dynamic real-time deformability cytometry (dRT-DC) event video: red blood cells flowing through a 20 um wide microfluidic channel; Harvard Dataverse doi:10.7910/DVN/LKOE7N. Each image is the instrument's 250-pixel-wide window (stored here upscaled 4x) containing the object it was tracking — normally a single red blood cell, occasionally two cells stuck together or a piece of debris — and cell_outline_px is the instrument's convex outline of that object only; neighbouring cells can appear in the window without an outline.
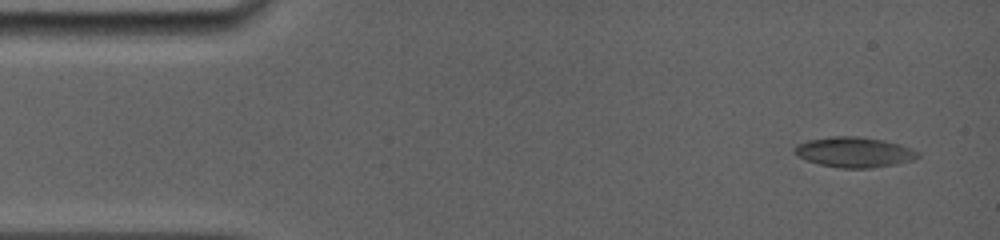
{"species": "common noctule bat (a hibernating species)", "species_latin": "Nyctalus noctula", "temperature_condition": "room temperature", "stored_images_in_passage": 9, "camera_frame_rate_fps": 5000, "um_per_image_px": 0.085, "animal": {"sex": "female", "body_mass_g": 19.0, "forearm_length_mm": 56.7}, "frame": {"image": 1, "passage_image": 1, "time_ms": 0.0, "image_size_px": [1000, 240], "cell_outline_px": [[920, 156], [896, 164], [868, 168], [840, 168], [820, 164], [804, 160], [796, 156], [792, 148], [796, 144], [808, 140], [832, 136], [856, 136], [884, 140], [900, 144], [912, 148], [920, 152]], "centroid_in_image_um": [72.56, 12.93], "position_along_channel_um": 12.4, "area_um2": 21.85}}
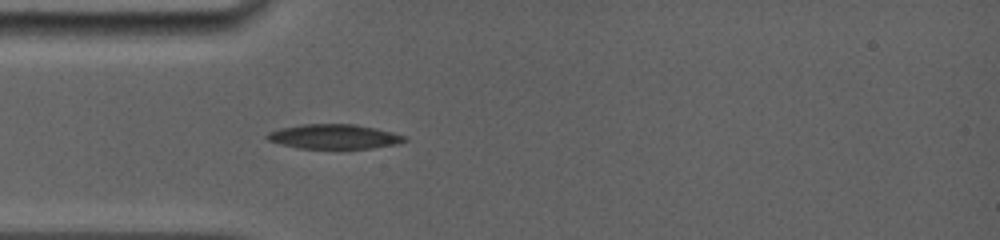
{"frame": {"image": 2, "passage_image": 6, "time_ms": 3.6, "image_size_px": [1000, 240], "cell_outline_px": [[408, 140], [396, 144], [372, 148], [300, 148], [280, 144], [268, 140], [264, 136], [268, 132], [280, 128], [304, 124], [356, 124], [376, 128], [408, 136]], "centroid_in_image_um": [28.41, 11.6], "position_along_channel_um": 56.6, "area_um2": 19.71}}
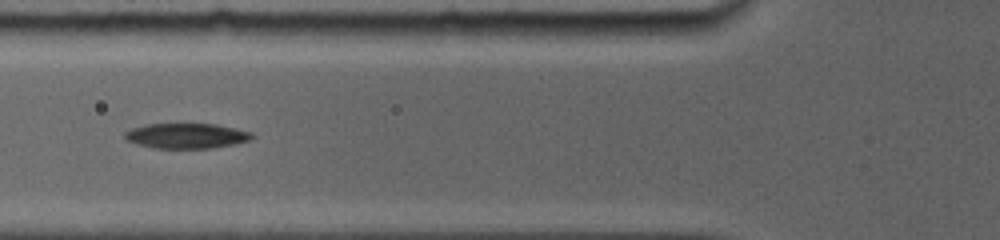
{"frame": {"image": 3, "passage_image": 8, "time_ms": 5.0, "image_size_px": [1000, 240], "cell_outline_px": [[256, 136], [248, 140], [236, 144], [212, 148], [152, 148], [136, 144], [124, 140], [124, 132], [132, 128], [144, 124], [216, 124], [252, 132]], "centroid_in_image_um": [15.82, 11.55], "position_along_channel_um": 110.0, "area_um2": 18.84}}